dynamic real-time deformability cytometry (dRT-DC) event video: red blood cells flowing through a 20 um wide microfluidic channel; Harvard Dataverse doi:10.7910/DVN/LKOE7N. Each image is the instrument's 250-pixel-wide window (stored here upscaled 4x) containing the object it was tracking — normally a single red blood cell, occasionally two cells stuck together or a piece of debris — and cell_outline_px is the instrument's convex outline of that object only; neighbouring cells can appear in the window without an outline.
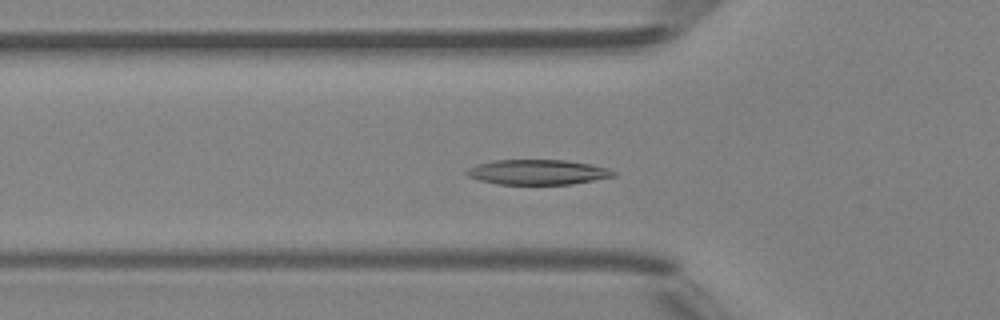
{"species": "Egyptian fruit bat (a non-hibernating species)", "species_latin": "Rousettus aegyptiacus", "temperature_condition": "room temperature", "stored_images_in_passage": 46, "camera_frame_rate_fps": 3000, "um_per_image_px": 0.085, "animal": {"sex": "female"}, "frame": {"image": 1, "passage_image": 14, "time_ms": 4.333, "image_size_px": [1000, 320], "cell_outline_px": [[616, 176], [572, 184], [500, 184], [480, 180], [468, 176], [464, 172], [468, 168], [476, 164], [492, 160], [564, 160], [592, 164], [608, 168], [616, 172]], "centroid_in_image_um": [45.71, 14.62], "position_along_channel_um": 80.1, "area_um2": 21.44}}
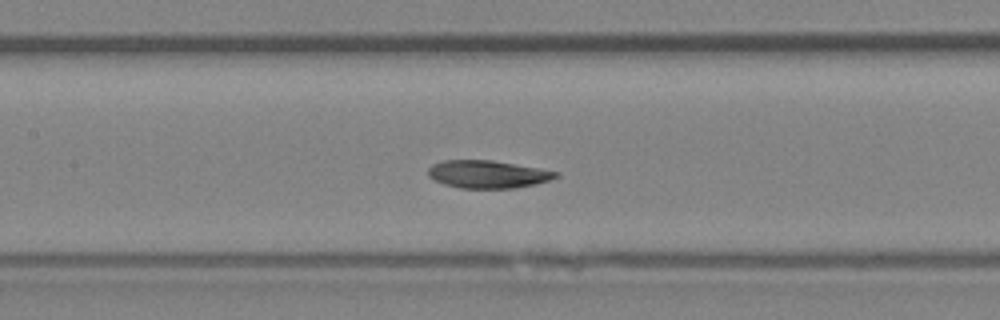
{"frame": {"image": 2, "passage_image": 20, "time_ms": 6.333, "image_size_px": [1000, 320], "cell_outline_px": [[560, 176], [536, 184], [516, 188], [460, 188], [444, 184], [428, 176], [428, 168], [432, 164], [444, 160], [492, 160], [536, 168], [556, 172]], "centroid_in_image_um": [41.41, 14.81], "position_along_channel_um": 166.0, "area_um2": 20.4}}
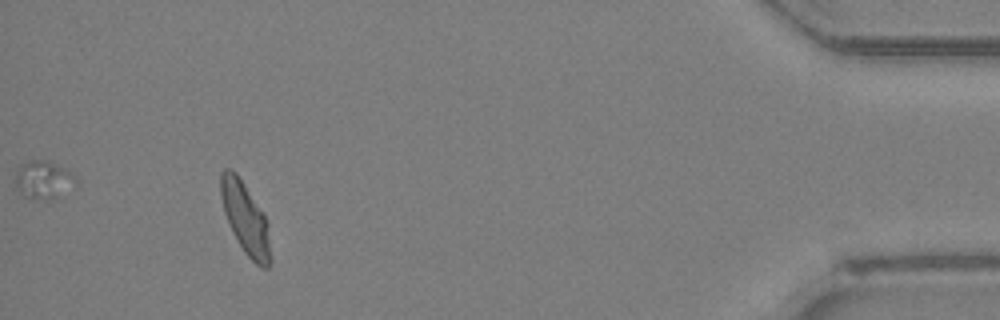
{"frame": {"image": 3, "passage_image": 42, "time_ms": 13.667, "image_size_px": [1000, 320], "cell_outline_px": [[272, 260], [268, 268], [260, 268], [244, 252], [232, 232], [228, 224], [224, 212], [220, 196], [220, 172], [224, 168], [232, 168], [236, 172], [264, 212], [268, 224]], "centroid_in_image_um": [20.87, 18.56], "position_along_channel_um": 414.3, "area_um2": 21.27}, "authors_computed_cell_mechanics": {"area_um2": 21.1548, "velocity_mm_per_s": 4.2987, "shape_relaxation_time_tau1_ms": 2.5895, "shape_relaxation_time_tau2_ms": 1.4639, "deformation_change_tau1": 0.1254, "deformation_change_tau2": 0.0658}}